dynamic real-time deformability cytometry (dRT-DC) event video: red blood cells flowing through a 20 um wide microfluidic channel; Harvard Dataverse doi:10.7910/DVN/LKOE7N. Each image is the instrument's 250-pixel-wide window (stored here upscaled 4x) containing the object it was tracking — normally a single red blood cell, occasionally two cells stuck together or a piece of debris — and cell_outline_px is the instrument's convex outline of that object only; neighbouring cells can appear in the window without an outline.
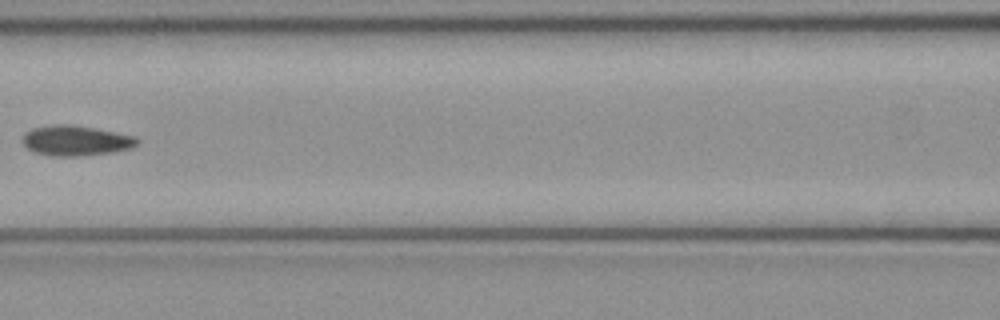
{"species": "common noctule bat (a hibernating species)", "species_latin": "Nyctalus noctula", "temperature_condition": "cold", "stored_images_in_passage": 6, "camera_frame_rate_fps": 3000, "um_per_image_px": 0.085, "animal": {"sex": "female", "body_mass_g": 21.9}, "frame": {"image": 1, "passage_image": 6, "time_ms": 1.667, "image_size_px": [1000, 320], "cell_outline_px": [[140, 140], [136, 144], [128, 148], [112, 152], [80, 156], [52, 156], [36, 152], [28, 148], [20, 140], [24, 132], [32, 128], [56, 124], [68, 124], [92, 128], [136, 136]], "centroid_in_image_um": [6.39, 11.95], "position_along_channel_um": 160.2, "area_um2": 20.0}}